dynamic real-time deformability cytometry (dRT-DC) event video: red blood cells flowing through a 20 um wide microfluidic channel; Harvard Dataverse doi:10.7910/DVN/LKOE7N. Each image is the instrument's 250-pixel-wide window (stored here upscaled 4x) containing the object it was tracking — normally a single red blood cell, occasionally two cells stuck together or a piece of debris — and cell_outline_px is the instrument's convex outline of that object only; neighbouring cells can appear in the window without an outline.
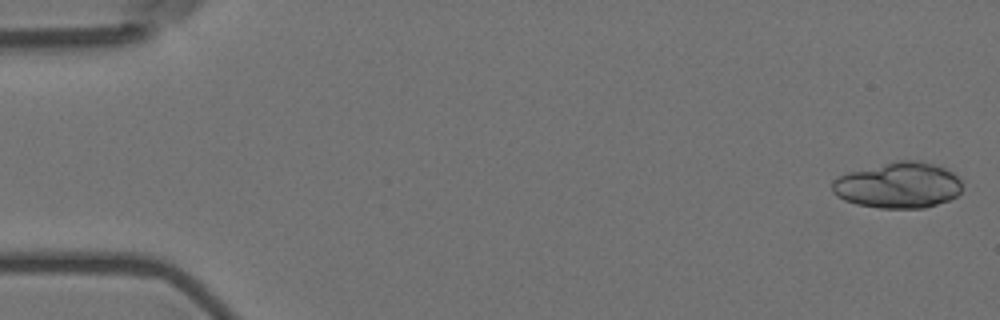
{"species": "Egyptian fruit bat (a non-hibernating species)", "species_latin": "Rousettus aegyptiacus", "temperature_condition": "room temperature", "stored_images_in_passage": 43, "camera_frame_rate_fps": 3000, "um_per_image_px": 0.085, "animal": {"sex": "female"}, "frame": {"image": 1, "passage_image": 1, "time_ms": 0.0, "image_size_px": [1000, 320], "cell_outline_px": [[960, 192], [956, 196], [948, 200], [924, 208], [880, 208], [856, 204], [844, 200], [836, 196], [832, 192], [832, 180], [836, 176], [848, 172], [896, 160], [924, 160], [936, 164], [960, 176]], "centroid_in_image_um": [76.33, 15.73], "position_along_channel_um": 8.7, "area_um2": 35.14}, "authors_computed_cell_mechanics": {"area_um2": 21.097, "velocity_mm_per_s": 3.63, "shape_relaxation_time_tau1_ms": 8.7189, "shape_relaxation_time_tau2_ms": 2.2073, "deformation_change_tau1": 0.2295, "deformation_change_tau2": 0.0954}}